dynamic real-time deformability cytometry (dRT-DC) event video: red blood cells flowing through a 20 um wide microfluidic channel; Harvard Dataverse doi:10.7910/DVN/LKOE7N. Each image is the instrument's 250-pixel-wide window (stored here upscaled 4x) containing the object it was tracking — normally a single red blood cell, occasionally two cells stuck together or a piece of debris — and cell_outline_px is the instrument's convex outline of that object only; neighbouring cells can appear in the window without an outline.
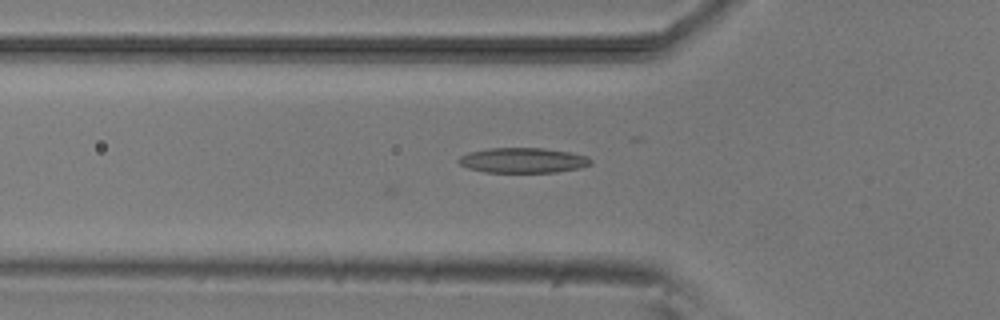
{"species": "common noctule bat (a hibernating species)", "species_latin": "Nyctalus noctula", "temperature_condition": "room temperature", "stored_images_in_passage": 4, "camera_frame_rate_fps": 3000, "um_per_image_px": 0.085, "animal": {"sex": "male", "body_mass_g": 20.5, "forearm_length_mm": 52.5}, "frame": {"image": 1, "passage_image": 4, "time_ms": 4.333, "image_size_px": [1000, 320], "cell_outline_px": [[592, 164], [580, 168], [556, 172], [484, 172], [468, 168], [460, 164], [456, 160], [460, 156], [468, 152], [488, 148], [544, 148], [568, 152], [588, 156], [592, 160]], "centroid_in_image_um": [44.44, 13.62], "position_along_channel_um": 81.4, "area_um2": 19.42}}